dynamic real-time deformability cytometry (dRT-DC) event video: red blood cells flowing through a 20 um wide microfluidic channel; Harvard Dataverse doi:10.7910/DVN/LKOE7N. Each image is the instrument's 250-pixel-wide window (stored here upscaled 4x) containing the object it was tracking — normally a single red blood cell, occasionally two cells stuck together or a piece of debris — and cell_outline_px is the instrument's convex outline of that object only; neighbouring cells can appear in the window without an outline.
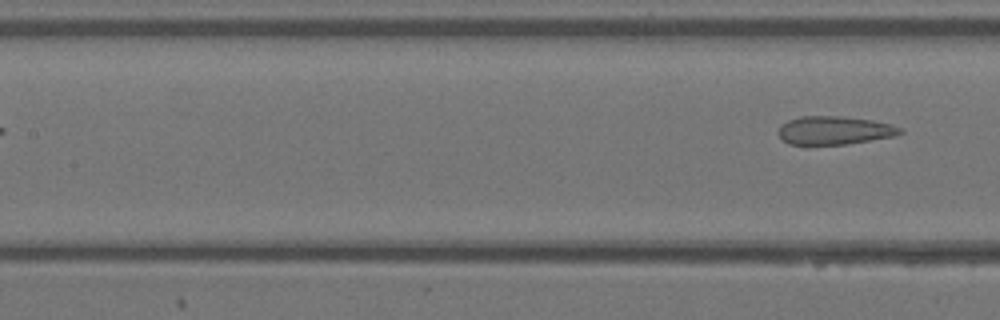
{"species": "Egyptian fruit bat (a non-hibernating species)", "species_latin": "Rousettus aegyptiacus", "temperature_condition": "warm", "stored_images_in_passage": 6, "segment_of_instrument_passage": [2, 2], "camera_frame_rate_fps": 3000, "um_per_image_px": 0.085, "animal": {"sex": "female"}, "frame": {"image": 1, "passage_image": 6, "time_ms": 1.667, "image_size_px": [1000, 320], "cell_outline_px": [[904, 132], [892, 136], [844, 144], [788, 144], [776, 132], [780, 124], [788, 120], [800, 116], [840, 116], [872, 120], [892, 124], [904, 128]], "centroid_in_image_um": [70.9, 11.06], "position_along_channel_um": 136.5, "area_um2": 20.06}}